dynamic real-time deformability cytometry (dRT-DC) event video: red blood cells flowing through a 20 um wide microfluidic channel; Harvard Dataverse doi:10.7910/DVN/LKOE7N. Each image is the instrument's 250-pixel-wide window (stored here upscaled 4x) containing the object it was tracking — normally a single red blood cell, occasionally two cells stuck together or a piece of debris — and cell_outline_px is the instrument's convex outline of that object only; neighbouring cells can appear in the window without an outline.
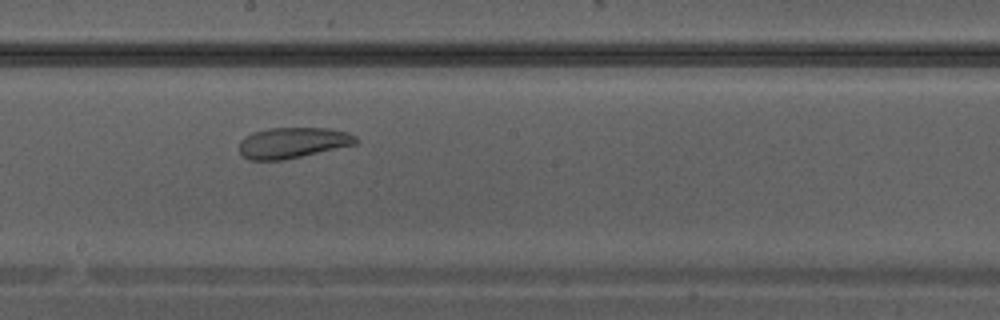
{"species": "Egyptian fruit bat (a non-hibernating species)", "species_latin": "Rousettus aegyptiacus", "temperature_condition": "warm", "stored_images_in_passage": 22, "camera_frame_rate_fps": 3000, "um_per_image_px": 0.085, "animal": {"sex": "male"}, "frame": {"image": 1, "passage_image": 10, "time_ms": 3.0, "image_size_px": [1000, 320], "cell_outline_px": [[356, 144], [284, 160], [248, 160], [240, 152], [240, 140], [244, 136], [252, 132], [268, 128], [328, 128], [348, 132], [356, 136]], "centroid_in_image_um": [24.85, 12.13], "position_along_channel_um": 223.3, "area_um2": 20.92}}
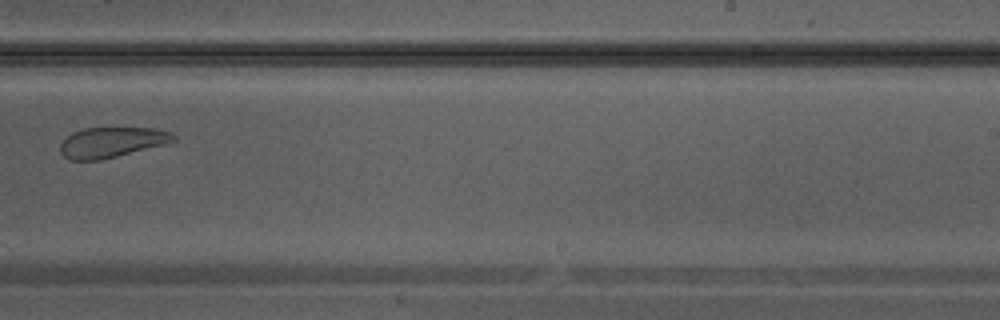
{"frame": {"image": 2, "passage_image": 13, "time_ms": 4.0, "image_size_px": [1000, 320], "cell_outline_px": [[176, 140], [164, 144], [100, 160], [68, 160], [60, 152], [60, 144], [72, 132], [84, 128], [152, 128], [172, 132], [176, 136]], "centroid_in_image_um": [9.47, 12.09], "position_along_channel_um": 279.5, "area_um2": 19.83}}